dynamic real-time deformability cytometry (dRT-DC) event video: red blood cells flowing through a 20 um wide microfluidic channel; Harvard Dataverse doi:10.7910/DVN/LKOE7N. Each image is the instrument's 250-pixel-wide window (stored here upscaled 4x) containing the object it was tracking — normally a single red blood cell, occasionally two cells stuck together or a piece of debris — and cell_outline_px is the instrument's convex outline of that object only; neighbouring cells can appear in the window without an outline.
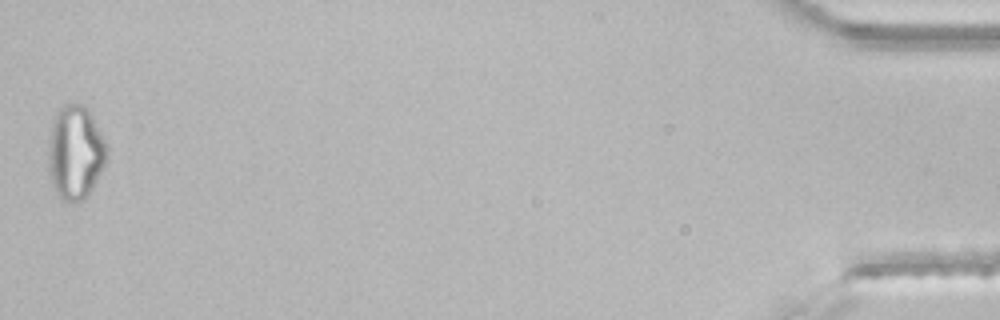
{"species": "common noctule bat (a hibernating species)", "species_latin": "Nyctalus noctula", "temperature_condition": "room temperature", "stored_images_in_passage": 42, "segment_of_instrument_passage": [2, 2], "camera_frame_rate_fps": 3000, "um_per_image_px": 0.085, "animal": {"sex": "male", "body_mass_g": 21.5, "forearm_length_mm": 52.0}, "frame": {"image": 1, "passage_image": 42, "time_ms": 13.667, "image_size_px": [1000, 320], "cell_outline_px": [[108, 160], [88, 196], [84, 200], [76, 204], [72, 204], [60, 200], [52, 184], [48, 164], [48, 156], [52, 124], [60, 108], [64, 104], [84, 104], [88, 108], [108, 148]], "centroid_in_image_um": [6.43, 13.03], "position_along_channel_um": 428.8, "area_um2": 32.25}}